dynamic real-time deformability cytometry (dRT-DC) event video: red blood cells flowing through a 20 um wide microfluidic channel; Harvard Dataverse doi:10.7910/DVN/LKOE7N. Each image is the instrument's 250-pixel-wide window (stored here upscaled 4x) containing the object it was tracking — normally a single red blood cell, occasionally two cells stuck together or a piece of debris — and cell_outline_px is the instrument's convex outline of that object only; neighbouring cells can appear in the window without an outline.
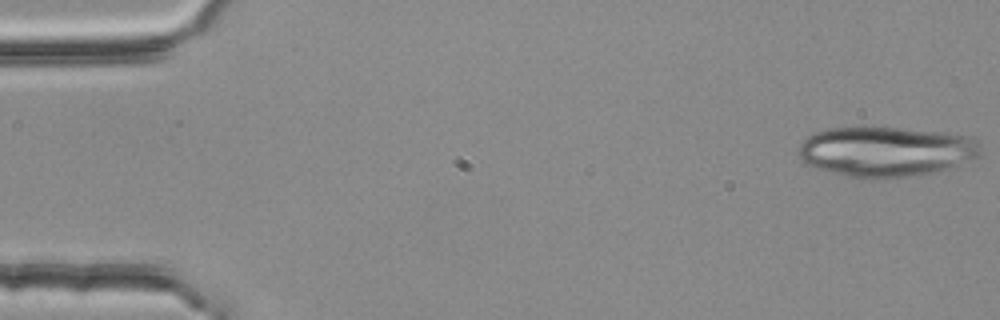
{"species": "common noctule bat (a hibernating species)", "species_latin": "Nyctalus noctula", "temperature_condition": "room temperature", "stored_images_in_passage": 19, "camera_frame_rate_fps": 3000, "um_per_image_px": 0.085, "animal": {"sex": "female", "body_mass_g": 25.1}, "frame": {"image": 1, "passage_image": 1, "time_ms": 0.0, "image_size_px": [1000, 320], "cell_outline_px": [[980, 156], [956, 168], [940, 172], [876, 180], [872, 180], [848, 176], [832, 172], [808, 164], [796, 152], [800, 144], [808, 136], [816, 132], [828, 128], [900, 128], [944, 132], [972, 136], [980, 144]], "centroid_in_image_um": [75.4, 12.9], "position_along_channel_um": 9.6, "area_um2": 53.64}}